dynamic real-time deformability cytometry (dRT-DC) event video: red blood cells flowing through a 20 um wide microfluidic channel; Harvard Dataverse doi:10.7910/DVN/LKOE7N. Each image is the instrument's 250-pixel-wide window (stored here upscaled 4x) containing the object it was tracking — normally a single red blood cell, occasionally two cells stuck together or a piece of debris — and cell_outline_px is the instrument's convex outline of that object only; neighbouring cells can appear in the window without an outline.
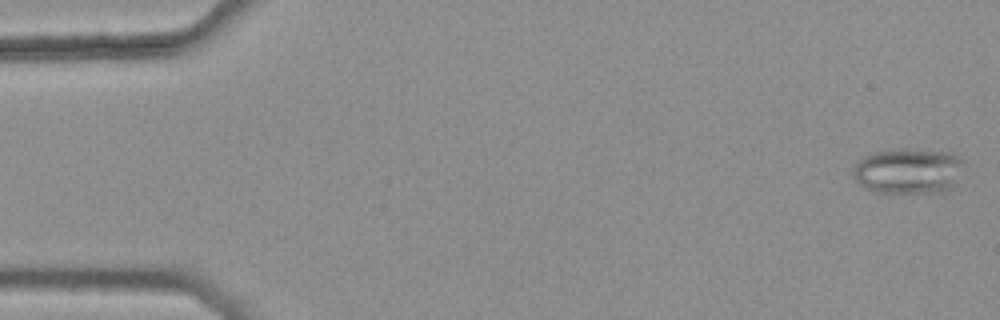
{"species": "common noctule bat (a hibernating species)", "species_latin": "Nyctalus noctula", "temperature_condition": "warm", "stored_images_in_passage": 46, "camera_frame_rate_fps": 3000, "um_per_image_px": 0.085, "animal": {"sex": "female", "body_mass_g": 25.1}, "frame": {"image": 1, "passage_image": 1, "time_ms": 0.0, "image_size_px": [1000, 320], "cell_outline_px": [[960, 164], [956, 184], [948, 192], [876, 192], [864, 188], [852, 176], [852, 172], [856, 164], [864, 156], [872, 152], [892, 148], [900, 148], [952, 152], [960, 160]], "centroid_in_image_um": [77.15, 14.52], "position_along_channel_um": 7.8, "area_um2": 29.42}}
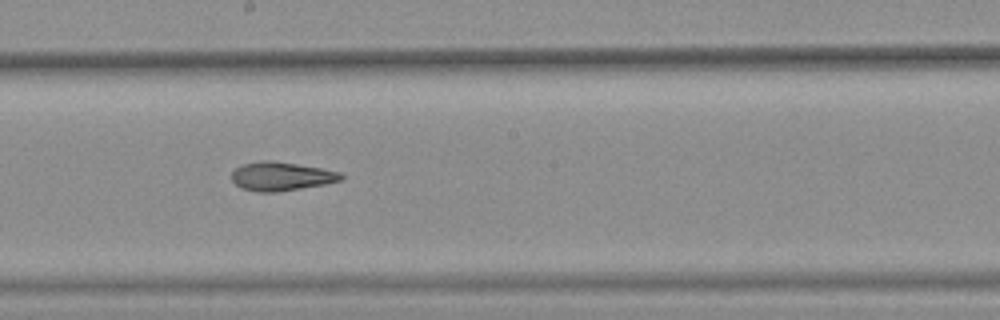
{"frame": {"image": 2, "passage_image": 29, "time_ms": 9.333, "image_size_px": [1000, 320], "cell_outline_px": [[344, 176], [340, 180], [324, 184], [276, 192], [260, 192], [240, 188], [232, 180], [232, 172], [236, 168], [244, 164], [260, 160], [272, 160], [320, 168], [340, 172]], "centroid_in_image_um": [23.87, 14.98], "position_along_channel_um": 224.3, "area_um2": 18.09}}
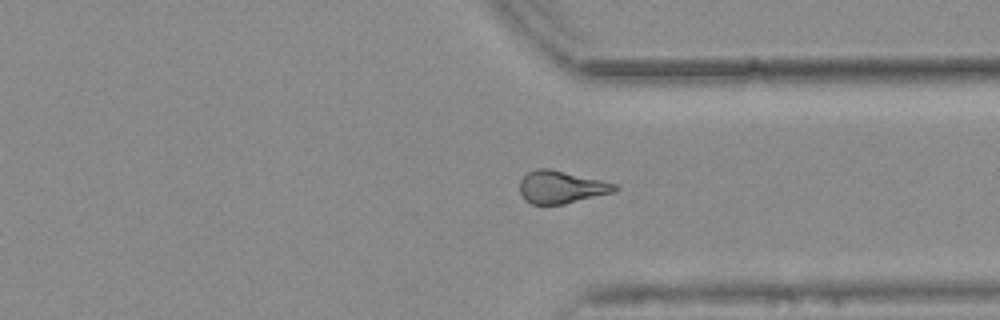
{"frame": {"image": 3, "passage_image": 40, "time_ms": 13.0, "image_size_px": [1000, 320], "cell_outline_px": [[620, 188], [616, 192], [564, 204], [532, 204], [524, 200], [520, 192], [520, 180], [528, 172], [536, 168], [548, 168], [604, 180], [616, 184]], "centroid_in_image_um": [47.74, 15.9], "position_along_channel_um": 363.7, "area_um2": 18.26}, "authors_computed_cell_mechanics": {"area_um2": 18.6116, "velocity_mm_per_s": 3.7949, "shape_relaxation_time_tau1_ms": null, "shape_relaxation_time_tau2_ms": 5.3087, "deformation_change_tau1": null, "deformation_change_tau2": 0.1552}}